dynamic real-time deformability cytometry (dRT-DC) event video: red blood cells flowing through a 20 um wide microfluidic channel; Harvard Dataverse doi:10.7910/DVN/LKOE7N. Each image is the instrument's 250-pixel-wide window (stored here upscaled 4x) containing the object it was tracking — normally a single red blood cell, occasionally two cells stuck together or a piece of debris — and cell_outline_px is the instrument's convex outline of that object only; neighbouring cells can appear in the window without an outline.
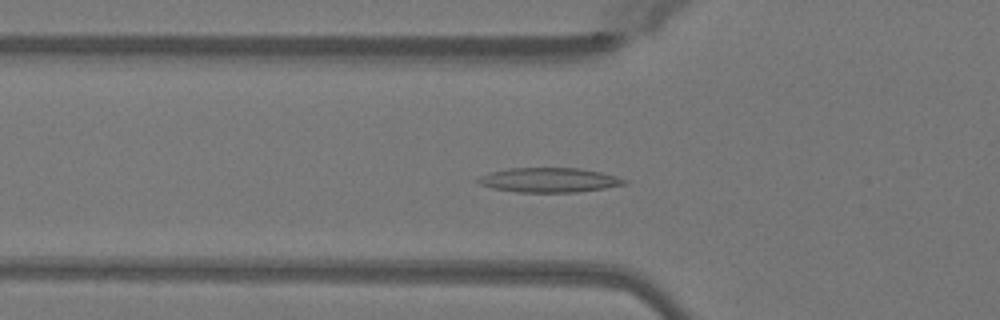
{"species": "Egyptian fruit bat (a non-hibernating species)", "species_latin": "Rousettus aegyptiacus", "temperature_condition": "warm", "stored_images_in_passage": 50, "camera_frame_rate_fps": 3000, "um_per_image_px": 0.085, "animal": {"sex": "female"}, "frame": {"image": 1, "passage_image": 17, "time_ms": 5.333, "image_size_px": [1000, 320], "cell_outline_px": [[628, 184], [604, 188], [576, 192], [516, 192], [492, 188], [480, 184], [476, 180], [480, 176], [492, 172], [508, 168], [580, 168], [600, 172], [616, 176], [628, 180]], "centroid_in_image_um": [46.7, 15.3], "position_along_channel_um": 79.1, "area_um2": 20.87}}
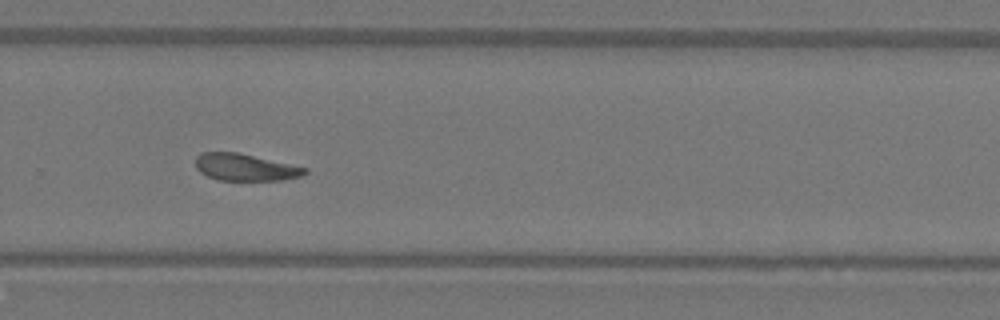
{"frame": {"image": 2, "passage_image": 34, "time_ms": 11.0, "image_size_px": [1000, 320], "cell_outline_px": [[308, 172], [304, 176], [284, 180], [216, 180], [200, 172], [196, 168], [196, 156], [200, 152], [236, 152], [308, 168]], "centroid_in_image_um": [20.85, 14.23], "position_along_channel_um": 308.9, "area_um2": 17.22}}
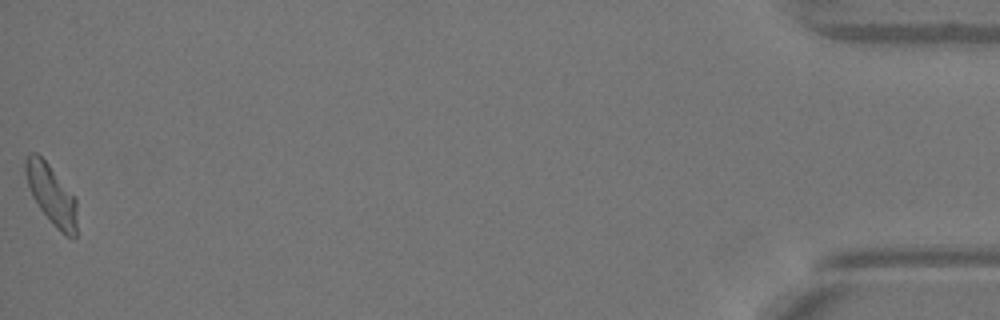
{"frame": {"image": 3, "passage_image": 50, "time_ms": 16.333, "image_size_px": [1000, 320], "cell_outline_px": [[76, 236], [64, 236], [60, 232], [40, 208], [32, 196], [24, 172], [24, 160], [28, 152], [36, 152], [48, 164], [76, 196]], "centroid_in_image_um": [4.36, 16.5], "position_along_channel_um": 430.8, "area_um2": 17.92}, "authors_computed_cell_mechanics": {"area_um2": 18.6694, "velocity_mm_per_s": 4.0546, "shape_relaxation_time_tau1_ms": 9.5903, "shape_relaxation_time_tau2_ms": 7.1396, "deformation_change_tau1": 0.2224, "deformation_change_tau2": 0.1524}}